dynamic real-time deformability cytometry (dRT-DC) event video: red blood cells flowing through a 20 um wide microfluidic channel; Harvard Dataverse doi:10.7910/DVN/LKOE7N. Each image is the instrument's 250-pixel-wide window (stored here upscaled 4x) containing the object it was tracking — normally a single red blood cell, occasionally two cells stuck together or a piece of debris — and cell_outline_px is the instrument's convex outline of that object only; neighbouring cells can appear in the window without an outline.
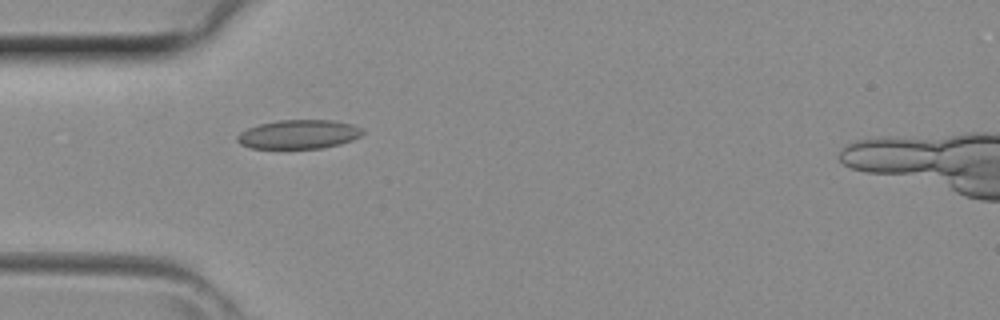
{"species": "common noctule bat (a hibernating species)", "species_latin": "Nyctalus noctula", "temperature_condition": "room temperature", "stored_images_in_passage": 34, "camera_frame_rate_fps": 3000, "um_per_image_px": 0.085, "animal": {"sex": "female", "body_mass_g": 29.2, "forearm_length_mm": 56.3}, "frame": {"image": 1, "passage_image": 4, "time_ms": 1.0, "image_size_px": [1000, 320], "cell_outline_px": [[364, 132], [360, 136], [352, 140], [340, 144], [320, 148], [252, 148], [240, 144], [236, 140], [236, 136], [240, 132], [248, 128], [260, 124], [280, 120], [332, 120], [352, 124], [364, 128]], "centroid_in_image_um": [25.41, 11.41], "position_along_channel_um": 59.6, "area_um2": 21.15}}
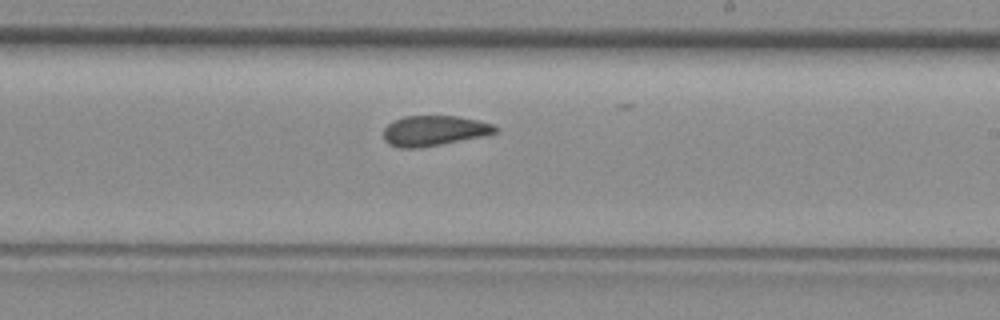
{"frame": {"image": 2, "passage_image": 16, "time_ms": 5.0, "image_size_px": [1000, 320], "cell_outline_px": [[496, 132], [484, 136], [420, 148], [400, 148], [388, 144], [384, 140], [384, 128], [392, 120], [404, 116], [456, 116], [476, 120], [492, 124], [496, 128]], "centroid_in_image_um": [36.84, 11.11], "position_along_channel_um": 252.2, "area_um2": 19.65}}
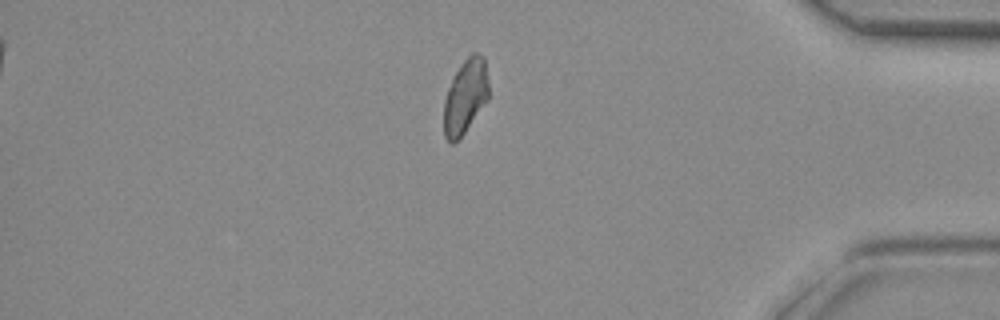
{"frame": {"image": 3, "passage_image": 27, "time_ms": 8.667, "image_size_px": [1000, 320], "cell_outline_px": [[488, 100], [464, 132], [452, 144], [444, 136], [444, 100], [448, 88], [460, 64], [472, 52], [476, 52], [484, 56], [488, 80]], "centroid_in_image_um": [39.56, 8.17], "position_along_channel_um": 395.6, "area_um2": 19.25}}